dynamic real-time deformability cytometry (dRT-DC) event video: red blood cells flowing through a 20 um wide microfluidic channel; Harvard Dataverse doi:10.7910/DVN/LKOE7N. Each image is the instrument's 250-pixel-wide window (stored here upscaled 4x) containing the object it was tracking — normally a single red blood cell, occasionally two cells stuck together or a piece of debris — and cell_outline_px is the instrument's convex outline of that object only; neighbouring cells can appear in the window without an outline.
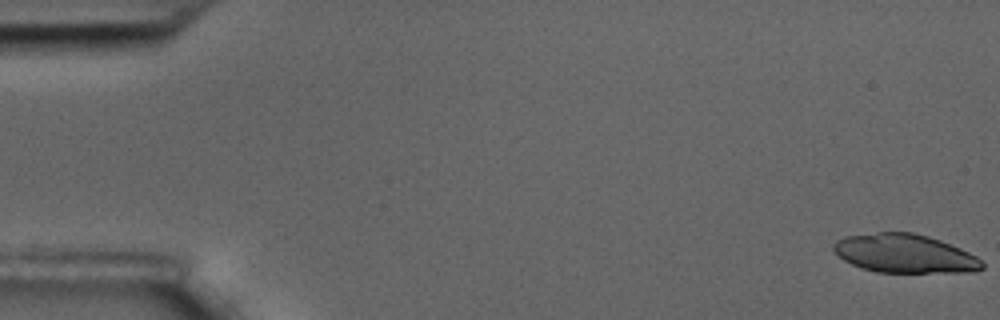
{"species": "common noctule bat (a hibernating species)", "species_latin": "Nyctalus noctula", "temperature_condition": "room temperature", "stored_images_in_passage": 36, "camera_frame_rate_fps": 3000, "um_per_image_px": 0.085, "animal": {"sex": "male", "body_mass_g": 17.5, "forearm_length_mm": 52.3}, "frame": {"image": 1, "passage_image": 1, "time_ms": 0.0, "image_size_px": [1000, 320], "cell_outline_px": [[984, 268], [976, 272], [876, 272], [860, 268], [844, 260], [832, 248], [832, 244], [836, 240], [844, 236], [880, 232], [912, 232], [928, 236], [940, 240], [960, 248], [976, 256], [984, 264]], "centroid_in_image_um": [76.9, 21.55], "position_along_channel_um": 8.1, "area_um2": 33.52}}
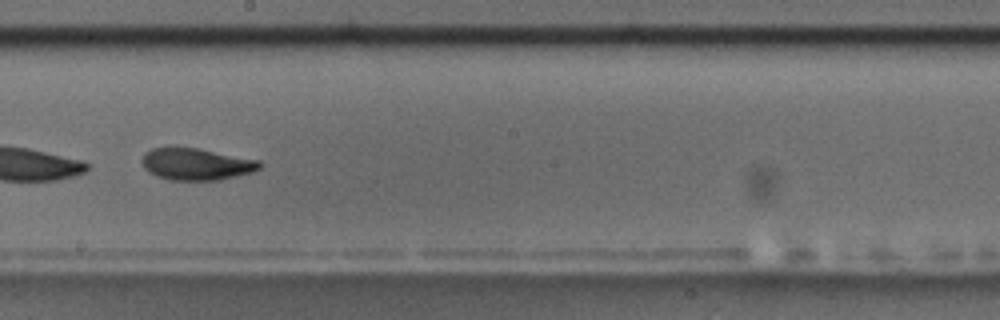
{"frame": {"image": 2, "passage_image": 34, "time_ms": 11.0, "image_size_px": [1000, 320], "cell_outline_px": [[264, 164], [260, 168], [252, 172], [220, 180], [168, 180], [156, 176], [148, 172], [144, 168], [140, 160], [144, 152], [152, 148], [196, 148], [260, 160]], "centroid_in_image_um": [16.67, 13.96], "position_along_channel_um": 231.5, "area_um2": 21.96}}